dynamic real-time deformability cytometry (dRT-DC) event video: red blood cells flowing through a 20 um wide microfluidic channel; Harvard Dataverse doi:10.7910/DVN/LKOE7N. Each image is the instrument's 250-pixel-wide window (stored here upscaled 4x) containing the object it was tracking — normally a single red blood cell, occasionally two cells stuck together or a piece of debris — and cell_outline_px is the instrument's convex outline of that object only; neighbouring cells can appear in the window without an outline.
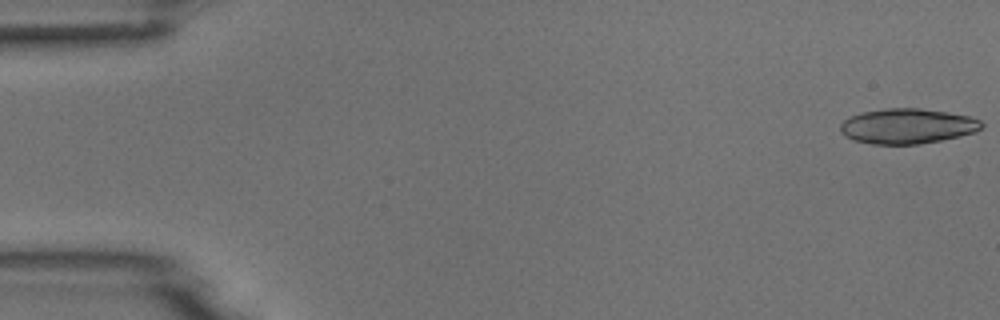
{"species": "common noctule bat (a hibernating species)", "species_latin": "Nyctalus noctula", "temperature_condition": "room temperature", "stored_images_in_passage": 18, "camera_frame_rate_fps": 3000, "um_per_image_px": 0.085, "animal": {"sex": "male", "body_mass_g": 18.8}, "frame": {"image": 1, "passage_image": 1, "time_ms": 0.0, "image_size_px": [1000, 320], "cell_outline_px": [[984, 124], [976, 132], [960, 136], [920, 144], [872, 144], [852, 140], [844, 136], [840, 132], [840, 124], [848, 116], [860, 112], [884, 108], [920, 108], [948, 112], [968, 116], [980, 120]], "centroid_in_image_um": [77.08, 10.71], "position_along_channel_um": 7.9, "area_um2": 29.19}}
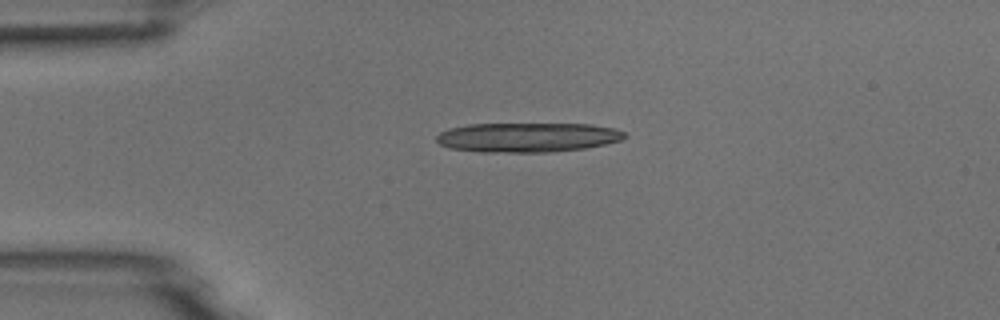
{"frame": {"image": 2, "passage_image": 12, "time_ms": 3.667, "image_size_px": [1000, 320], "cell_outline_px": [[628, 136], [620, 140], [604, 144], [584, 148], [548, 152], [480, 152], [448, 148], [440, 144], [436, 140], [436, 136], [440, 132], [448, 128], [468, 124], [592, 124], [616, 128], [624, 132]], "centroid_in_image_um": [44.81, 11.67], "position_along_channel_um": 40.2, "area_um2": 32.48}}